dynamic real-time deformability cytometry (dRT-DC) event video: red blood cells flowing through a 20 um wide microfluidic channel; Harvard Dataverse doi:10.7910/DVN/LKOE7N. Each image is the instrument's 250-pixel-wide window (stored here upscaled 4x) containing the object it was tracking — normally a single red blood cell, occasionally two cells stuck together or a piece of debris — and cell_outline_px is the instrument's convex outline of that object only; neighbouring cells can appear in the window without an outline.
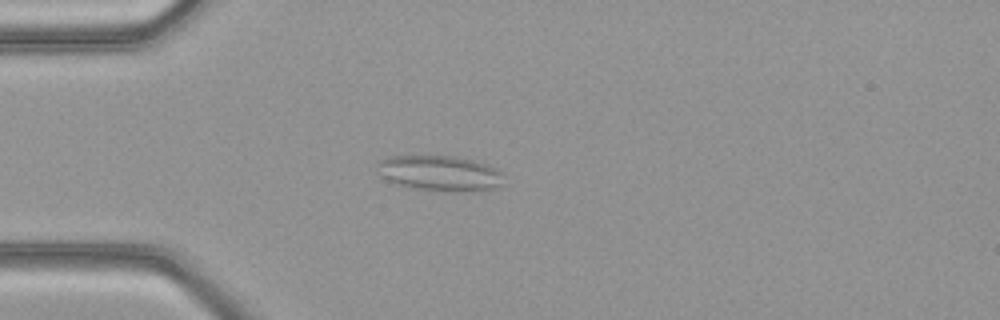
{"species": "common noctule bat (a hibernating species)", "species_latin": "Nyctalus noctula", "temperature_condition": "warm", "stored_images_in_passage": 50, "camera_frame_rate_fps": 3000, "um_per_image_px": 0.085, "animal": {"sex": "female", "body_mass_g": 21.9}, "frame": {"image": 1, "passage_image": 14, "time_ms": 4.333, "image_size_px": [1000, 320], "cell_outline_px": [[504, 172], [500, 184], [492, 188], [452, 192], [444, 192], [408, 188], [396, 184], [388, 180], [384, 176], [376, 164], [380, 160], [392, 156], [456, 156], [488, 164]], "centroid_in_image_um": [37.39, 14.72], "position_along_channel_um": 47.6, "area_um2": 26.01}}
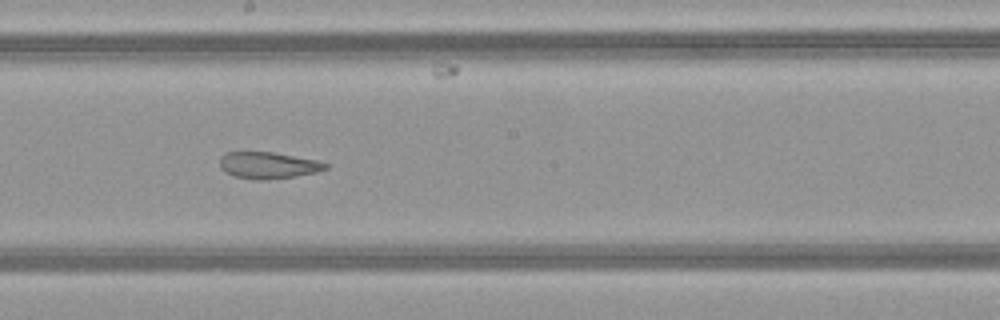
{"frame": {"image": 2, "passage_image": 28, "time_ms": 9.0, "image_size_px": [1000, 320], "cell_outline_px": [[328, 168], [316, 172], [268, 180], [256, 180], [236, 176], [224, 172], [220, 168], [220, 156], [224, 152], [272, 152], [316, 160], [328, 164]], "centroid_in_image_um": [22.75, 14.04], "position_along_channel_um": 225.5, "area_um2": 16.3}}
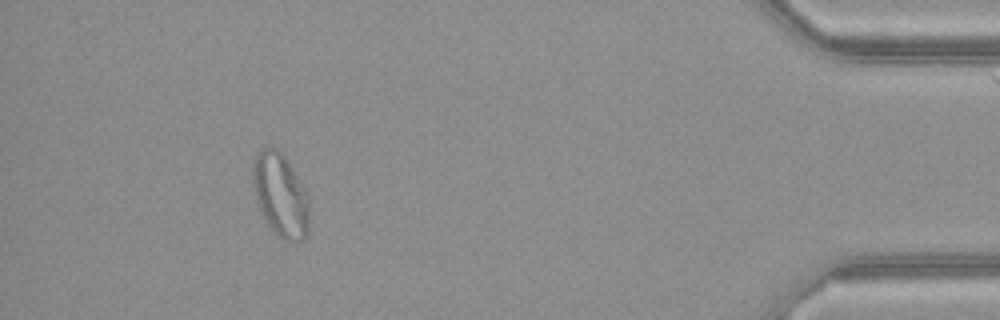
{"frame": {"image": 3, "passage_image": 46, "time_ms": 15.0, "image_size_px": [1000, 320], "cell_outline_px": [[308, 232], [304, 240], [280, 240], [268, 224], [260, 208], [252, 184], [252, 160], [256, 152], [264, 148], [276, 148], [284, 156], [292, 168], [308, 196]], "centroid_in_image_um": [23.82, 16.57], "position_along_channel_um": 411.4, "area_um2": 27.17}, "authors_computed_cell_mechanics": {"area_um2": 23.7558, "velocity_mm_per_s": 4.1265, "shape_relaxation_time_tau1_ms": null, "shape_relaxation_time_tau2_ms": 2.4658, "deformation_change_tau1": null, "deformation_change_tau2": 0.0947}}